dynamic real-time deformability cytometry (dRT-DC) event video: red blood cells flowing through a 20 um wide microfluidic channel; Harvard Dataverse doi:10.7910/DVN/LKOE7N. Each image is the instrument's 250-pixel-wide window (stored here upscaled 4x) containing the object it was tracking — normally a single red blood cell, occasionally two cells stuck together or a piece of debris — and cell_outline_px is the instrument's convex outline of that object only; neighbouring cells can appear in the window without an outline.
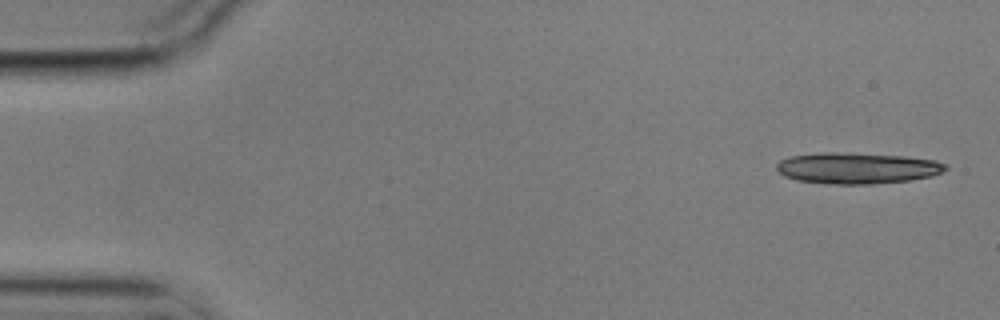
{"species": "common noctule bat (a hibernating species)", "species_latin": "Nyctalus noctula", "temperature_condition": "cold", "stored_images_in_passage": 2, "camera_frame_rate_fps": 3000, "um_per_image_px": 0.085, "animal": {"sex": "male", "body_mass_g": 17.9}, "frame": {"image": 1, "passage_image": 1, "time_ms": 0.0, "image_size_px": [1000, 320], "cell_outline_px": [[948, 168], [932, 176], [908, 180], [872, 184], [832, 184], [796, 180], [784, 176], [776, 168], [776, 164], [780, 160], [788, 156], [820, 152], [852, 152], [904, 156], [936, 160], [948, 164]], "centroid_in_image_um": [72.84, 14.27], "position_along_channel_um": 12.2, "area_um2": 30.98}}